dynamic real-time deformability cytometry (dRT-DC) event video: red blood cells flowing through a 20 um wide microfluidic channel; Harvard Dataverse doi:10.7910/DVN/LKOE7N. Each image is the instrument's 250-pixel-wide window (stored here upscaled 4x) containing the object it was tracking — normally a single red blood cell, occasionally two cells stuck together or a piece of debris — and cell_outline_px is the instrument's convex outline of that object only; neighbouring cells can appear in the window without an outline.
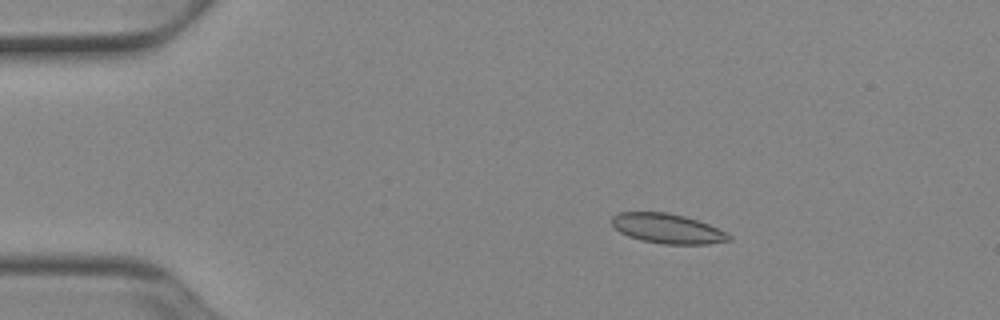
{"species": "Egyptian fruit bat (a non-hibernating species)", "species_latin": "Rousettus aegyptiacus", "temperature_condition": "cold", "stored_images_in_passage": 53, "camera_frame_rate_fps": 3000, "um_per_image_px": 0.085, "animal": {"sex": "female"}, "frame": {"image": 1, "passage_image": 10, "time_ms": 3.0, "image_size_px": [1000, 320], "cell_outline_px": [[732, 240], [708, 244], [664, 244], [640, 240], [628, 236], [620, 232], [612, 224], [612, 216], [620, 212], [668, 212], [684, 216], [708, 224], [728, 232], [732, 236]], "centroid_in_image_um": [56.76, 19.43], "position_along_channel_um": 28.2, "area_um2": 20.35}}
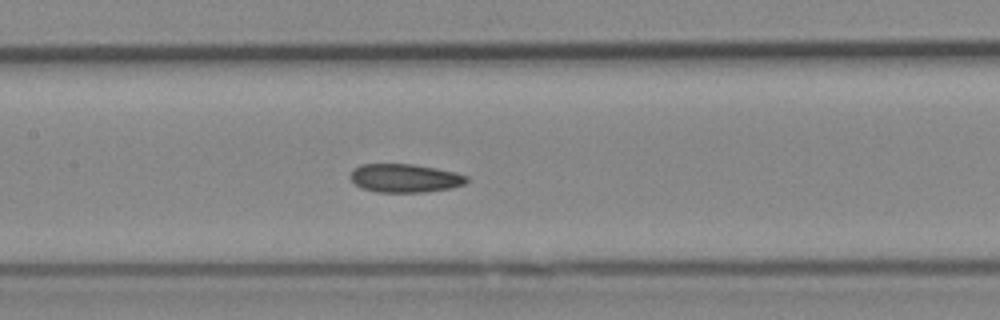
{"frame": {"image": 2, "passage_image": 26, "time_ms": 8.333, "image_size_px": [1000, 320], "cell_outline_px": [[468, 180], [464, 184], [452, 188], [424, 192], [376, 192], [360, 188], [348, 176], [352, 168], [360, 164], [412, 164], [436, 168], [456, 172], [468, 176]], "centroid_in_image_um": [34.38, 15.14], "position_along_channel_um": 173.0, "area_um2": 19.54}}
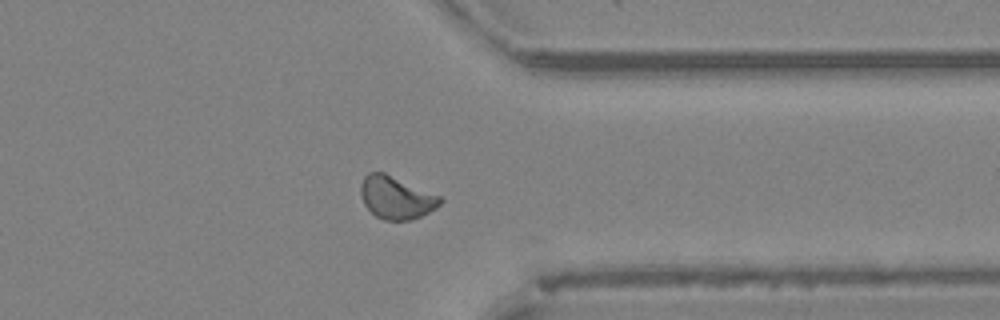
{"frame": {"image": 3, "passage_image": 42, "time_ms": 13.667, "image_size_px": [1000, 320], "cell_outline_px": [[444, 200], [436, 208], [412, 220], [384, 220], [376, 216], [364, 204], [360, 192], [360, 184], [364, 176], [368, 172], [384, 172], [440, 196]], "centroid_in_image_um": [33.66, 16.79], "position_along_channel_um": 377.7, "area_um2": 19.65}, "authors_computed_cell_mechanics": {"area_um2": 19.5942, "velocity_mm_per_s": 3.8893, "shape_relaxation_time_tau1_ms": null, "shape_relaxation_time_tau2_ms": 7.3321, "deformation_change_tau1": null, "deformation_change_tau2": 0.0857}}